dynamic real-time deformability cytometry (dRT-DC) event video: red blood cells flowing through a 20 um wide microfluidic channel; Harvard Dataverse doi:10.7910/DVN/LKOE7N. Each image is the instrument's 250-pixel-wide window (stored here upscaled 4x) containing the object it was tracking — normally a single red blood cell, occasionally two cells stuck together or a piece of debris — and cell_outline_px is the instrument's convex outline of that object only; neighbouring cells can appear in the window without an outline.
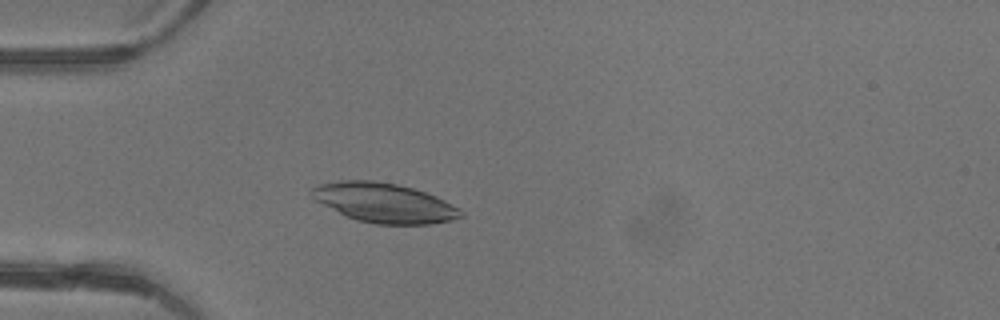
{"species": "common noctule bat (a hibernating species)", "species_latin": "Nyctalus noctula", "temperature_condition": "warm", "stored_images_in_passage": 35, "camera_frame_rate_fps": 3000, "um_per_image_px": 0.085, "animal": {"sex": "female"}, "frame": {"image": 1, "passage_image": 8, "time_ms": 2.333, "image_size_px": [1000, 320], "cell_outline_px": [[464, 216], [452, 220], [432, 224], [376, 224], [356, 220], [316, 200], [308, 192], [312, 188], [320, 184], [340, 180], [372, 180], [396, 184], [412, 188], [436, 196], [460, 208], [464, 212]], "centroid_in_image_um": [32.7, 17.24], "position_along_channel_um": 52.3, "area_um2": 34.1}}
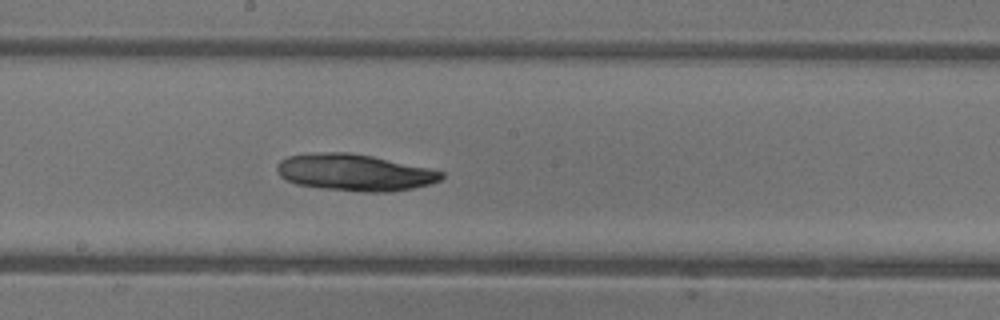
{"frame": {"image": 2, "passage_image": 20, "time_ms": 6.333, "image_size_px": [1000, 320], "cell_outline_px": [[444, 176], [440, 180], [428, 184], [412, 188], [392, 192], [364, 192], [324, 188], [296, 184], [280, 176], [276, 172], [276, 164], [280, 160], [288, 156], [324, 152], [348, 152], [372, 156], [428, 168], [444, 172]], "centroid_in_image_um": [30.12, 14.66], "position_along_channel_um": 218.1, "area_um2": 34.97}}
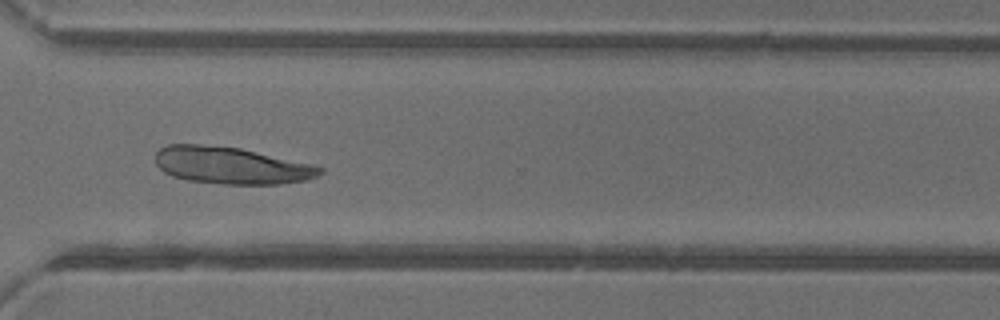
{"frame": {"image": 3, "passage_image": 29, "time_ms": 9.333, "image_size_px": [1000, 320], "cell_outline_px": [[324, 172], [308, 180], [280, 184], [224, 184], [188, 180], [172, 176], [164, 172], [156, 164], [156, 152], [160, 148], [168, 144], [200, 144], [240, 148], [308, 164], [324, 168]], "centroid_in_image_um": [19.62, 14.07], "position_along_channel_um": 351.0, "area_um2": 35.2}}